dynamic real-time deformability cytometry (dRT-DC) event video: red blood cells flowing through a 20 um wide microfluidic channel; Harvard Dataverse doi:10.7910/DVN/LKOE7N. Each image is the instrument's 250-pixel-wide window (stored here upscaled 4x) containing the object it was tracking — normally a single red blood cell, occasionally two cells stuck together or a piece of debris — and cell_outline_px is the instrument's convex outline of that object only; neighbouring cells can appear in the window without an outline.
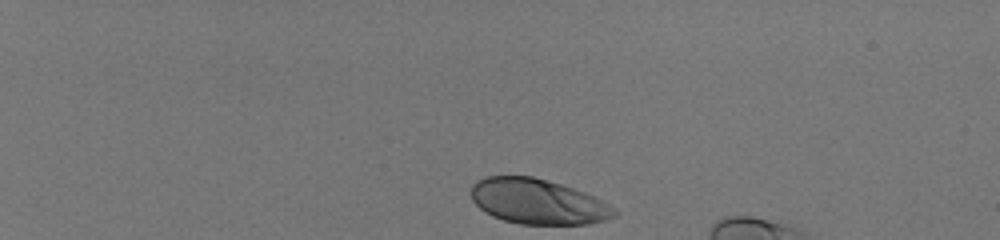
{"species": "human", "species_latin": "Homo sapiens", "temperature_condition": "room temperature", "stored_images_in_passage": 39, "camera_frame_rate_fps": 3000, "um_per_image_px": 0.085, "donor": {"sex": "male"}, "frame": {"image": 1, "passage_image": 1, "time_ms": 0.0, "image_size_px": [1000, 240], "cell_outline_px": [[616, 216], [608, 220], [588, 224], [520, 224], [504, 220], [492, 216], [484, 212], [472, 200], [472, 184], [476, 180], [484, 176], [532, 176], [560, 184], [584, 192], [616, 208]], "centroid_in_image_um": [45.7, 17.14], "position_along_channel_um": 39.3, "area_um2": 37.69}}
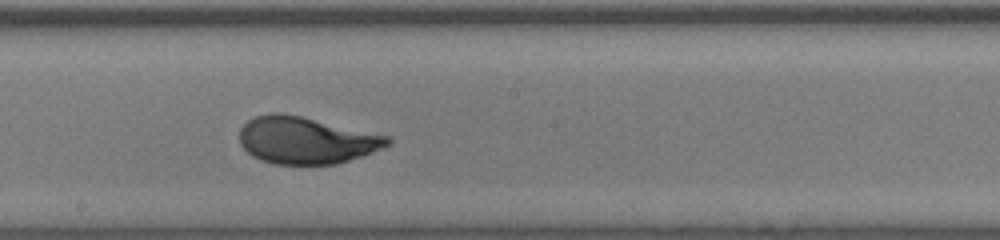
{"frame": {"image": 2, "passage_image": 23, "time_ms": 7.333, "image_size_px": [1000, 240], "cell_outline_px": [[392, 140], [384, 148], [336, 164], [272, 164], [260, 160], [252, 156], [240, 144], [240, 128], [248, 120], [256, 116], [268, 112], [276, 112], [300, 116], [392, 136]], "centroid_in_image_um": [26.02, 11.92], "position_along_channel_um": 222.2, "area_um2": 40.58}}
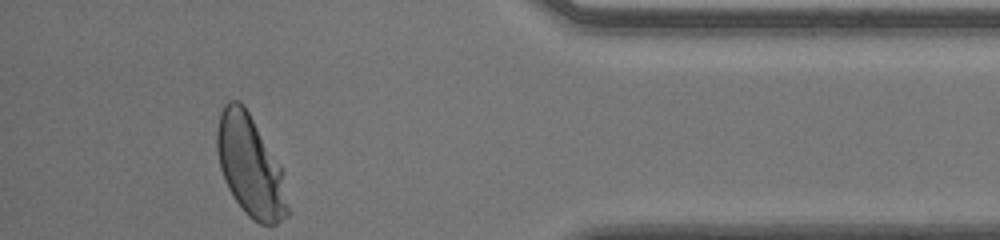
{"frame": {"image": 3, "passage_image": 39, "time_ms": 12.667, "image_size_px": [1000, 240], "cell_outline_px": [[292, 212], [288, 216], [276, 224], [260, 224], [252, 220], [244, 212], [232, 196], [224, 180], [220, 168], [216, 148], [216, 128], [220, 112], [224, 104], [228, 100], [240, 100], [244, 104], [280, 168]], "centroid_in_image_um": [21.25, 14.15], "position_along_channel_um": 413.9, "area_um2": 41.62}, "authors_computed_cell_mechanics": {"area_um2": 40.46, "velocity_mm_per_s": 4.0126, "shape_relaxation_time_tau1_ms": 2.9421, "shape_relaxation_time_tau2_ms": null, "deformation_change_tau1": 0.165, "deformation_change_tau2": null}}